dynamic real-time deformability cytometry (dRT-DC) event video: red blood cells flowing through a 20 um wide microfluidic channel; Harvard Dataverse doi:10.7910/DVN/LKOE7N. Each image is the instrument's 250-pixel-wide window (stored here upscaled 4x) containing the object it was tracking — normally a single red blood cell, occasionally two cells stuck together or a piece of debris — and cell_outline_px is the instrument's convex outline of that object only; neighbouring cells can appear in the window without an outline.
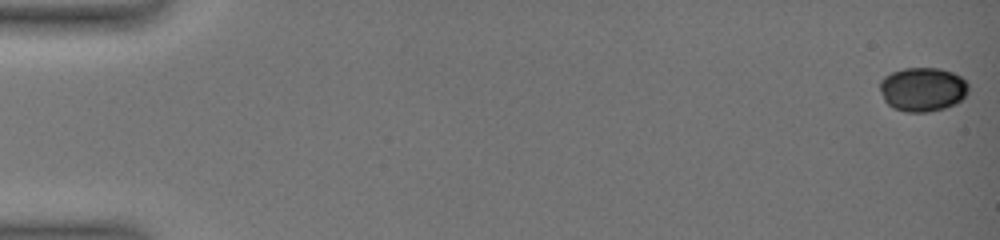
{"species": "common noctule bat (a hibernating species)", "species_latin": "Nyctalus noctula", "temperature_condition": "warm", "stored_images_in_passage": 23, "camera_frame_rate_fps": 3000, "um_per_image_px": 0.085, "animal": {"sex": "female", "body_mass_g": 19.0, "forearm_length_mm": 51.5}, "frame": {"image": 1, "passage_image": 1, "time_ms": 0.0, "image_size_px": [1000, 240], "cell_outline_px": [[968, 92], [956, 104], [944, 108], [928, 112], [904, 112], [892, 108], [884, 100], [880, 92], [880, 80], [884, 76], [892, 72], [904, 68], [940, 68], [952, 72], [960, 76], [968, 84]], "centroid_in_image_um": [78.4, 7.6], "position_along_channel_um": 6.6, "area_um2": 22.89}}
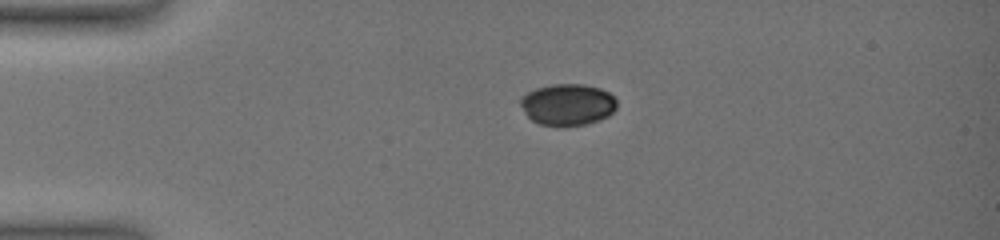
{"frame": {"image": 2, "passage_image": 16, "time_ms": 4.0, "image_size_px": [1000, 240], "cell_outline_px": [[616, 108], [608, 116], [600, 120], [584, 124], [564, 128], [560, 128], [540, 124], [532, 120], [528, 116], [520, 104], [520, 100], [528, 92], [536, 88], [552, 84], [584, 84], [600, 88], [608, 92], [616, 100]], "centroid_in_image_um": [48.25, 8.91], "position_along_channel_um": 36.7, "area_um2": 23.52}}